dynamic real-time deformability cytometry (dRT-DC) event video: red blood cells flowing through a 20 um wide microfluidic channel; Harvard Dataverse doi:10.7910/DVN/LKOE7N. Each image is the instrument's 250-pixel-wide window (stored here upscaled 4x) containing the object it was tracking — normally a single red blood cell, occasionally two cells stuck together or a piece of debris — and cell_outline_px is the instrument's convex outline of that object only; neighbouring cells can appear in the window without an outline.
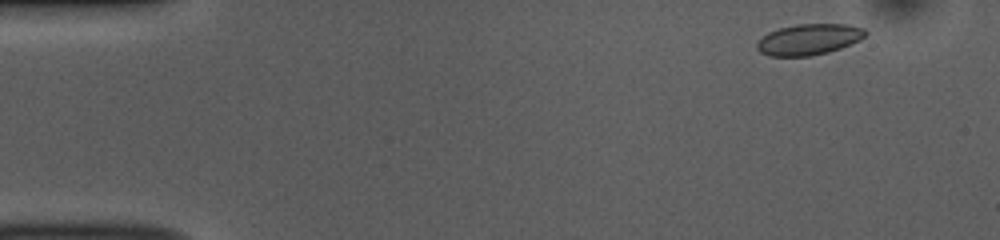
{"species": "common noctule bat (a hibernating species)", "species_latin": "Nyctalus noctula", "temperature_condition": "room temperature", "stored_images_in_passage": 50, "camera_frame_rate_fps": 3000, "um_per_image_px": 0.085, "animal": {"sex": "female", "body_mass_g": 10.0, "forearm_length_mm": 53.1}, "frame": {"image": 1, "passage_image": 3, "time_ms": 0.667, "image_size_px": [1000, 240], "cell_outline_px": [[868, 32], [860, 40], [840, 48], [828, 52], [812, 56], [768, 56], [760, 52], [756, 48], [756, 44], [768, 32], [780, 28], [796, 24], [848, 24], [864, 28]], "centroid_in_image_um": [68.76, 3.35], "position_along_channel_um": 16.2, "area_um2": 19.59}}
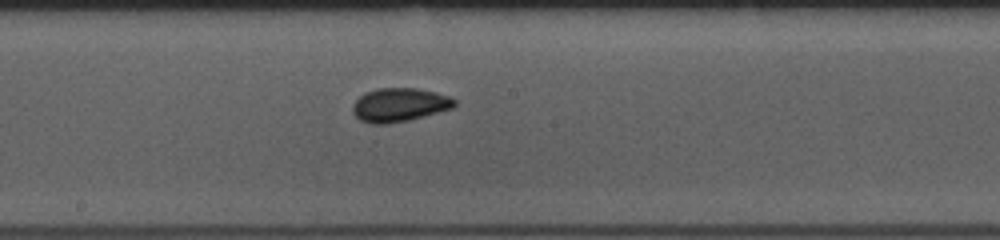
{"frame": {"image": 2, "passage_image": 26, "time_ms": 8.333, "image_size_px": [1000, 240], "cell_outline_px": [[456, 104], [452, 108], [408, 120], [388, 124], [372, 124], [360, 120], [352, 112], [352, 104], [364, 92], [376, 88], [416, 88], [436, 92], [448, 96], [456, 100]], "centroid_in_image_um": [33.91, 8.91], "position_along_channel_um": 214.3, "area_um2": 20.0}}
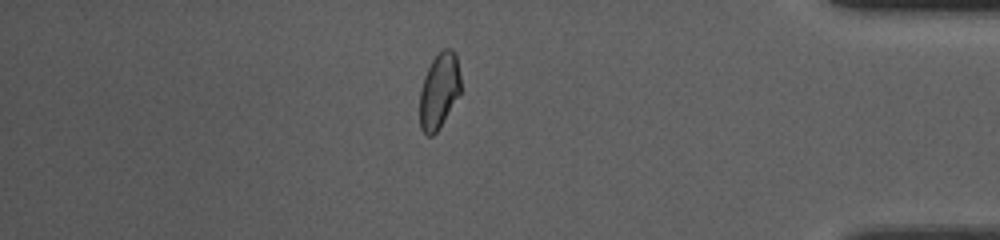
{"frame": {"image": 3, "passage_image": 43, "time_ms": 14.0, "image_size_px": [1000, 240], "cell_outline_px": [[460, 92], [440, 128], [432, 136], [428, 136], [420, 128], [420, 88], [424, 76], [432, 60], [444, 48], [452, 48], [456, 52], [460, 76]], "centroid_in_image_um": [37.32, 7.71], "position_along_channel_um": 397.9, "area_um2": 18.03}, "authors_computed_cell_mechanics": {"area_um2": 19.1607, "velocity_mm_per_s": 3.8455, "shape_relaxation_time_tau1_ms": null, "shape_relaxation_time_tau2_ms": 0.8674, "deformation_change_tau1": null, "deformation_change_tau2": 0.0577}}